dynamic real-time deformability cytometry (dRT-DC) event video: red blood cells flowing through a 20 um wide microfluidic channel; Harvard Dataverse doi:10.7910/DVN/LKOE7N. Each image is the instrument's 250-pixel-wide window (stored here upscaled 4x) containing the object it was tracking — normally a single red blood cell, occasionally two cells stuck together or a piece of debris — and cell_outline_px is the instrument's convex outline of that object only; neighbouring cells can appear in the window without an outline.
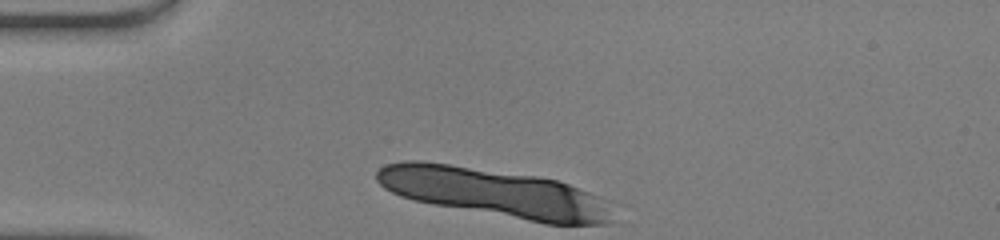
{"species": "human", "species_latin": "Homo sapiens", "temperature_condition": "warm", "stored_images_in_passage": 5, "camera_frame_rate_fps": 3000, "um_per_image_px": 0.085, "donor": {"sex": "male"}, "frame": {"image": 1, "passage_image": 1, "time_ms": 0.0, "image_size_px": [1000, 240], "cell_outline_px": [[580, 224], [556, 224], [420, 200], [396, 192], [388, 188], [380, 180], [380, 172], [384, 168], [392, 164], [440, 164], [552, 180], [564, 184], [568, 188], [580, 220]], "centroid_in_image_um": [41.15, 16.26], "position_along_channel_um": 43.9, "area_um2": 53.35}}